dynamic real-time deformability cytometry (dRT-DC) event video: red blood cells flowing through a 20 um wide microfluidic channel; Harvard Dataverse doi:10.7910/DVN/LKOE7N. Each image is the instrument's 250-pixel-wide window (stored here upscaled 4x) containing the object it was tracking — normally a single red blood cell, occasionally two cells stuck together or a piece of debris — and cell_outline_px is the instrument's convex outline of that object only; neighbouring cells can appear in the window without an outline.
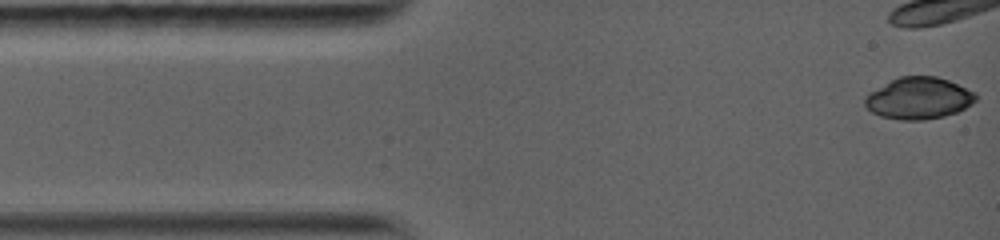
{"species": "common noctule bat (a hibernating species)", "species_latin": "Nyctalus noctula", "temperature_condition": "warm", "stored_images_in_passage": 10, "camera_frame_rate_fps": 5000, "um_per_image_px": 0.085, "animal": {"sex": "female", "body_mass_g": 19.0, "forearm_length_mm": 56.7}, "frame": {"image": 1, "passage_image": 1, "time_ms": 0.0, "image_size_px": [1000, 240], "cell_outline_px": [[976, 100], [964, 108], [956, 112], [944, 116], [924, 120], [900, 120], [880, 116], [872, 112], [864, 104], [864, 100], [872, 92], [892, 80], [904, 76], [936, 76], [948, 80], [972, 92], [976, 96]], "centroid_in_image_um": [78.08, 8.37], "position_along_channel_um": 6.9, "area_um2": 26.3}}